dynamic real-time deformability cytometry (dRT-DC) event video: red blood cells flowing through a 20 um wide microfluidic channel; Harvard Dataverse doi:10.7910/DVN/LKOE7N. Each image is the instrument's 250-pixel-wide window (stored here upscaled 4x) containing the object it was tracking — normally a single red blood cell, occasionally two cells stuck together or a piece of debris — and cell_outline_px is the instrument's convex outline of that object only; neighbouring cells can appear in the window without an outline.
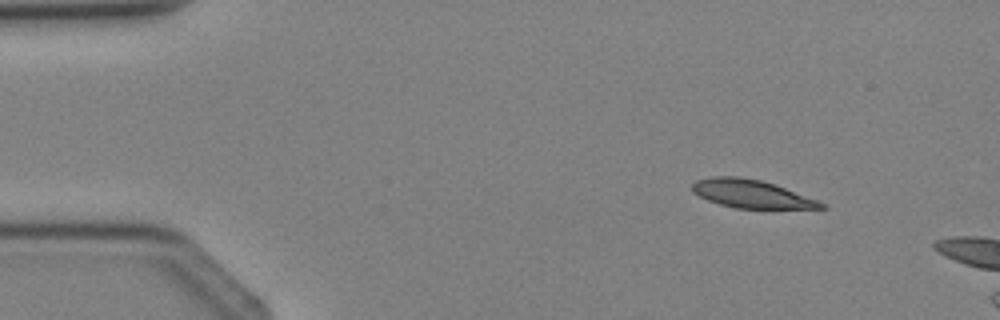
{"species": "Egyptian fruit bat (a non-hibernating species)", "species_latin": "Rousettus aegyptiacus", "temperature_condition": "cold", "stored_images_in_passage": 3, "camera_frame_rate_fps": 3000, "um_per_image_px": 0.085, "animal": {"sex": "female"}, "frame": {"image": 1, "passage_image": 1, "time_ms": 0.0, "image_size_px": [1000, 320], "cell_outline_px": [[828, 208], [736, 208], [720, 204], [708, 200], [692, 192], [692, 184], [696, 180], [712, 176], [740, 176], [760, 180], [776, 184], [828, 204]], "centroid_in_image_um": [63.88, 16.47], "position_along_channel_um": 21.1, "area_um2": 21.15}}